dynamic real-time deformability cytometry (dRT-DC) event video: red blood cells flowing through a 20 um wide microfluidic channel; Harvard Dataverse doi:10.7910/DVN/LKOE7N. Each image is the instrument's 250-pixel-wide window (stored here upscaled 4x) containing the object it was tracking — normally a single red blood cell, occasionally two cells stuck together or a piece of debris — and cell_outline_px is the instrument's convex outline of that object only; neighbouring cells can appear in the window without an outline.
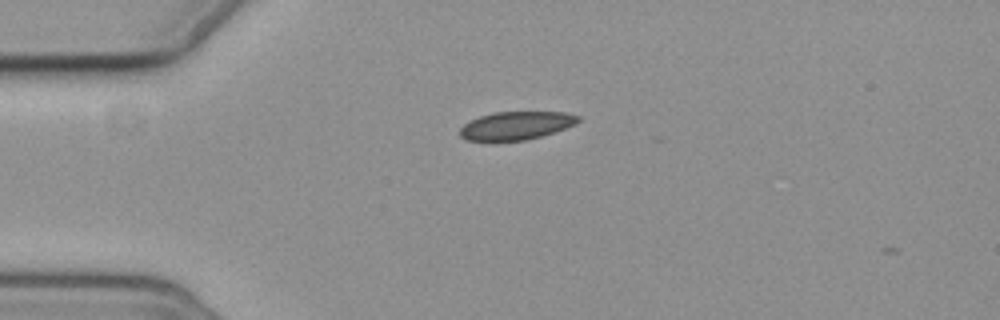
{"species": "common noctule bat (a hibernating species)", "species_latin": "Nyctalus noctula", "temperature_condition": "cold", "stored_images_in_passage": 4, "camera_frame_rate_fps": 3000, "um_per_image_px": 0.085, "animal": {"sex": "female", "body_mass_g": 19.3, "forearm_length_mm": 54.1}, "frame": {"image": 1, "passage_image": 2, "time_ms": 1.0, "image_size_px": [1000, 320], "cell_outline_px": [[580, 120], [576, 124], [540, 136], [524, 140], [464, 140], [460, 136], [460, 128], [464, 124], [480, 116], [492, 112], [564, 112], [580, 116]], "centroid_in_image_um": [43.86, 10.66], "position_along_channel_um": 41.1, "area_um2": 19.13}}
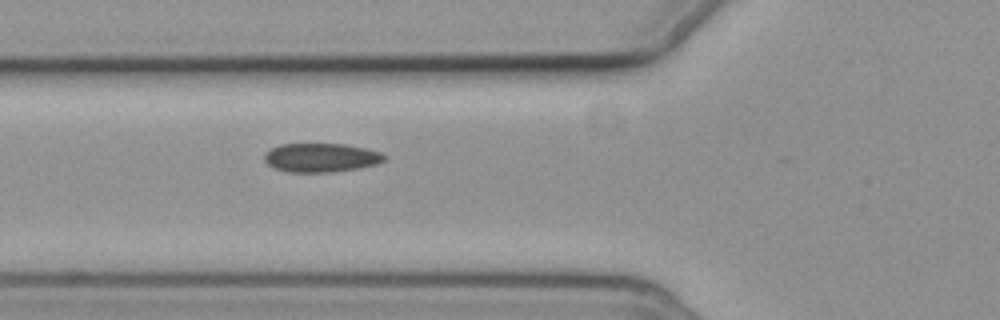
{"frame": {"image": 2, "passage_image": 4, "time_ms": 3.333, "image_size_px": [1000, 320], "cell_outline_px": [[388, 156], [384, 160], [376, 164], [360, 168], [332, 172], [288, 172], [272, 168], [264, 160], [264, 152], [280, 144], [344, 144], [364, 148], [380, 152]], "centroid_in_image_um": [27.27, 13.4], "position_along_channel_um": 98.5, "area_um2": 20.29}}